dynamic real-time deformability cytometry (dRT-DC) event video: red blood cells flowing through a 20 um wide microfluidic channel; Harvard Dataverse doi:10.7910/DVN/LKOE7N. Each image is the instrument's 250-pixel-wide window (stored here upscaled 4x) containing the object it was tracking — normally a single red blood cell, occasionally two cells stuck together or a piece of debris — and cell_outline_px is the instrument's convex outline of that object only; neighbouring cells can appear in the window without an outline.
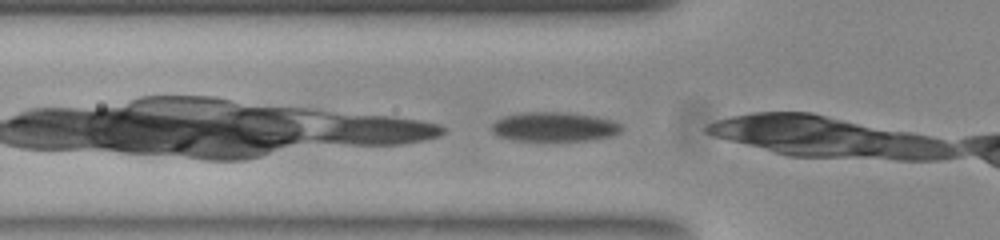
{"species": "common noctule bat (a hibernating species)", "species_latin": "Nyctalus noctula", "temperature_condition": "room temperature", "stored_images_in_passage": 4, "camera_frame_rate_fps": 3000, "um_per_image_px": 0.085, "animal": {"sex": "female", "body_mass_g": 23.0, "forearm_length_mm": 53.4}, "frame": {"image": 1, "passage_image": 2, "time_ms": 0.333, "image_size_px": [1000, 240], "cell_outline_px": [[624, 128], [620, 132], [612, 136], [588, 140], [512, 140], [500, 136], [492, 132], [492, 124], [500, 116], [520, 112], [568, 112], [596, 116], [612, 120], [620, 124]], "centroid_in_image_um": [47.11, 10.76], "position_along_channel_um": 78.7, "area_um2": 22.37}}